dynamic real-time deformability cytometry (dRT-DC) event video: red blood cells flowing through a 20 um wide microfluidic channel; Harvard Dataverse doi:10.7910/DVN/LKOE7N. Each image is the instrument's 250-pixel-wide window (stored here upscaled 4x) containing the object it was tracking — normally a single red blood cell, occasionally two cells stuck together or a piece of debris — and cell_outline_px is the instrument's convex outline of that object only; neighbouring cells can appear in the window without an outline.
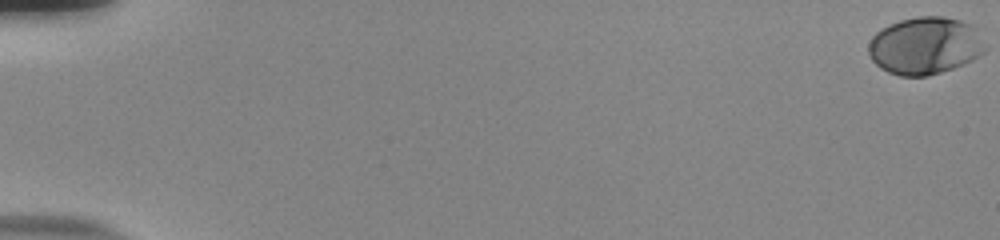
{"species": "human", "species_latin": "Homo sapiens", "temperature_condition": "room temperature", "stored_images_in_passage": 57, "camera_frame_rate_fps": 3000, "um_per_image_px": 0.085, "donor": {"sex": "male"}, "frame": {"image": 1, "passage_image": 1, "time_ms": 0.0, "image_size_px": [1000, 240], "cell_outline_px": [[984, 52], [972, 60], [952, 68], [928, 76], [900, 76], [888, 72], [880, 68], [872, 60], [868, 52], [868, 44], [872, 36], [880, 28], [900, 20], [920, 16], [944, 16], [960, 20], [968, 24], [972, 28], [984, 48]], "centroid_in_image_um": [78.54, 3.89], "position_along_channel_um": 6.5, "area_um2": 38.49}}
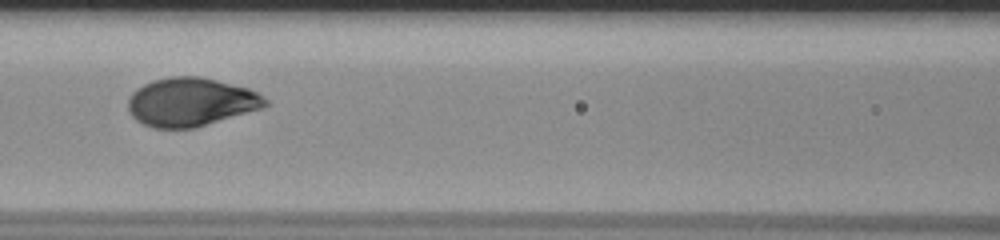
{"frame": {"image": 2, "passage_image": 28, "time_ms": 9.0, "image_size_px": [1000, 240], "cell_outline_px": [[268, 104], [264, 108], [196, 128], [152, 128], [136, 120], [132, 116], [128, 108], [128, 100], [132, 92], [136, 88], [152, 80], [172, 76], [200, 76], [248, 88], [256, 92], [268, 100]], "centroid_in_image_um": [16.22, 8.68], "position_along_channel_um": 150.4, "area_um2": 39.02}}
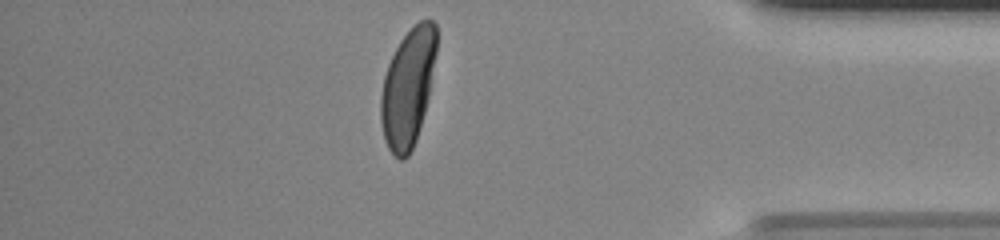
{"frame": {"image": 3, "passage_image": 50, "time_ms": 16.333, "image_size_px": [1000, 240], "cell_outline_px": [[436, 52], [428, 96], [424, 112], [416, 140], [408, 156], [404, 160], [400, 160], [388, 148], [384, 140], [380, 120], [380, 96], [384, 76], [388, 64], [400, 40], [420, 20], [432, 20], [436, 24]], "centroid_in_image_um": [34.65, 7.47], "position_along_channel_um": 400.6, "area_um2": 37.86}, "authors_computed_cell_mechanics": {"area_um2": 38.6104, "velocity_mm_per_s": 3.7725, "shape_relaxation_time_tau1_ms": 2.2412, "shape_relaxation_time_tau2_ms": null, "deformation_change_tau1": 0.1615, "deformation_change_tau2": null}}